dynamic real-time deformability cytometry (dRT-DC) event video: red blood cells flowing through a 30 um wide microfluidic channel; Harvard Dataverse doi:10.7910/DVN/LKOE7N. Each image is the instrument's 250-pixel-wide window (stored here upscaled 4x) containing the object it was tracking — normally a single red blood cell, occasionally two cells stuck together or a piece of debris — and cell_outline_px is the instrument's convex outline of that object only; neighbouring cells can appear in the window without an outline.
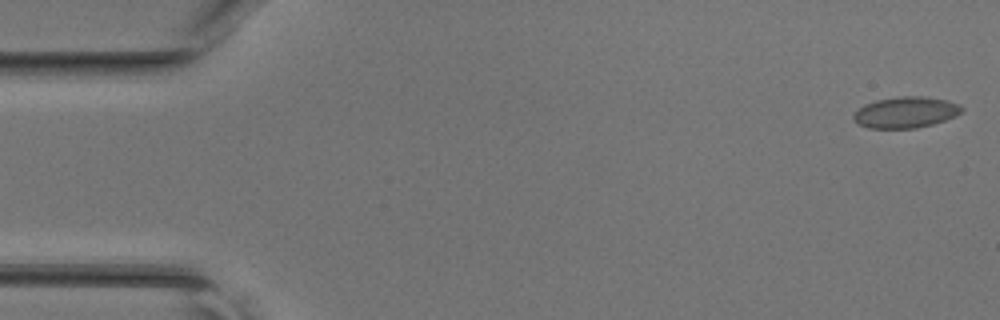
{"species": "common noctule bat (a hibernating species)", "species_latin": "Nyctalus noctula", "temperature_condition": "room temperature", "stored_images_in_passage": 46, "camera_frame_rate_fps": 3000, "um_per_image_px": 0.085, "animal": {"sex": "female", "body_mass_g": 17.0, "forearm_length_mm": 48.0}, "frame": {"image": 1, "passage_image": 1, "time_ms": 0.0, "image_size_px": [1000, 320], "cell_outline_px": [[964, 108], [956, 116], [932, 124], [916, 128], [868, 128], [860, 124], [852, 116], [864, 104], [876, 100], [900, 96], [924, 96], [948, 100], [960, 104]], "centroid_in_image_um": [77.02, 9.53], "position_along_channel_um": 8.0, "area_um2": 19.54}}
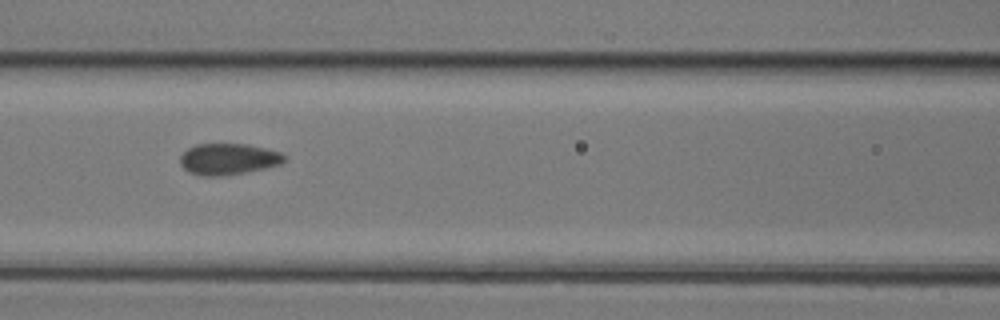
{"frame": {"image": 2, "passage_image": 20, "time_ms": 6.333, "image_size_px": [1000, 320], "cell_outline_px": [[288, 160], [280, 164], [264, 168], [224, 176], [200, 176], [188, 172], [180, 164], [180, 156], [188, 148], [196, 144], [248, 144], [280, 152], [288, 156]], "centroid_in_image_um": [19.41, 13.52], "position_along_channel_um": 147.2, "area_um2": 19.13}}
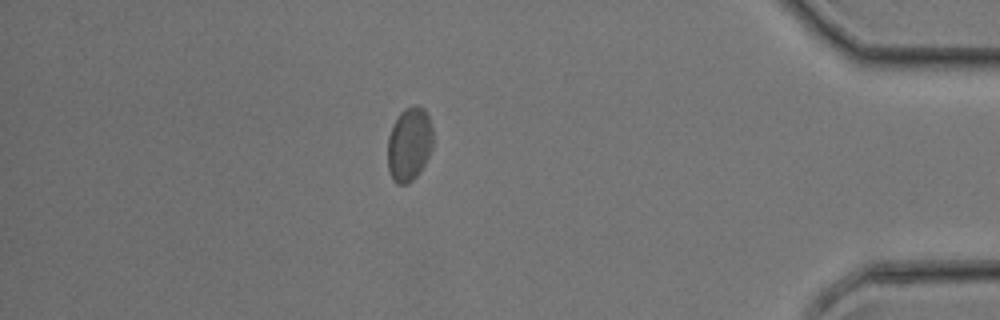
{"frame": {"image": 3, "passage_image": 40, "time_ms": 13.0, "image_size_px": [1000, 320], "cell_outline_px": [[432, 148], [420, 172], [408, 184], [396, 184], [392, 180], [388, 168], [388, 136], [392, 124], [400, 112], [404, 108], [412, 104], [416, 104], [424, 108], [428, 116], [432, 128]], "centroid_in_image_um": [34.77, 12.24], "position_along_channel_um": 400.4, "area_um2": 19.77}}